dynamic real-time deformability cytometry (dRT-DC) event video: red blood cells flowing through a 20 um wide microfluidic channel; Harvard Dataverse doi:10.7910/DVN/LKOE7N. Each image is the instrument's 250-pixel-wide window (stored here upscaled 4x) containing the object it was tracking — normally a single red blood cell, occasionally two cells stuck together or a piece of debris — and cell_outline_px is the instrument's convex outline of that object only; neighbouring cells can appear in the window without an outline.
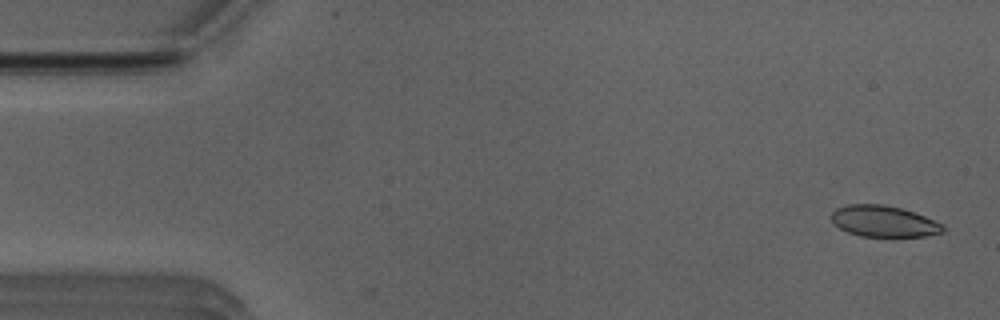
{"species": "Egyptian fruit bat (a non-hibernating species)", "species_latin": "Rousettus aegyptiacus", "temperature_condition": "room temperature", "stored_images_in_passage": 4, "camera_frame_rate_fps": 3000, "um_per_image_px": 0.085, "animal": {"sex": "male"}, "frame": {"image": 1, "passage_image": 2, "time_ms": 0.333, "image_size_px": [1000, 320], "cell_outline_px": [[944, 232], [924, 236], [860, 236], [848, 232], [832, 224], [832, 212], [836, 208], [848, 204], [884, 204], [900, 208], [924, 216], [944, 224]], "centroid_in_image_um": [75.1, 18.8], "position_along_channel_um": 9.9, "area_um2": 20.23}}